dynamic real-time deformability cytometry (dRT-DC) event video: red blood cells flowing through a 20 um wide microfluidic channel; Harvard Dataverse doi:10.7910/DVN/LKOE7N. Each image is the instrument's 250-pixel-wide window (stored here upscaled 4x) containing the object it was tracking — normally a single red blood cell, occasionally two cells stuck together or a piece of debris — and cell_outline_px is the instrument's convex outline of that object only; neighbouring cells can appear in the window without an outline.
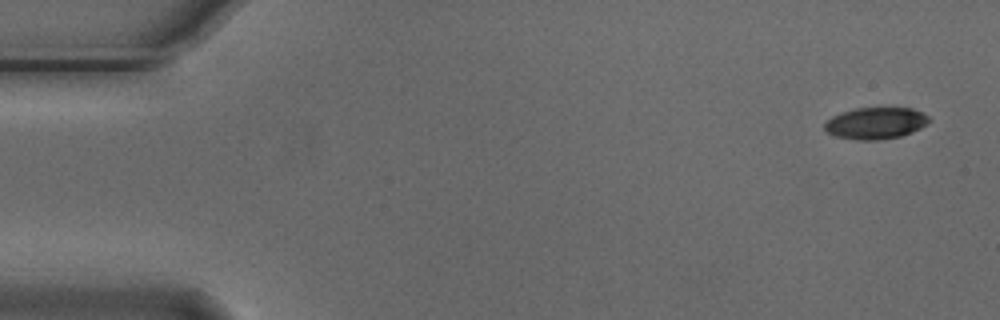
{"species": "Egyptian fruit bat (a non-hibernating species)", "species_latin": "Rousettus aegyptiacus", "temperature_condition": "cold", "stored_images_in_passage": 9, "camera_frame_rate_fps": 3000, "um_per_image_px": 0.085, "animal": {"sex": "male"}, "frame": {"image": 1, "passage_image": 1, "time_ms": 0.0, "image_size_px": [1000, 320], "cell_outline_px": [[932, 120], [928, 124], [912, 132], [900, 136], [880, 140], [856, 140], [836, 136], [828, 132], [824, 128], [824, 124], [832, 116], [856, 108], [912, 108], [924, 112]], "centroid_in_image_um": [74.48, 10.47], "position_along_channel_um": 10.5, "area_um2": 19.31}}
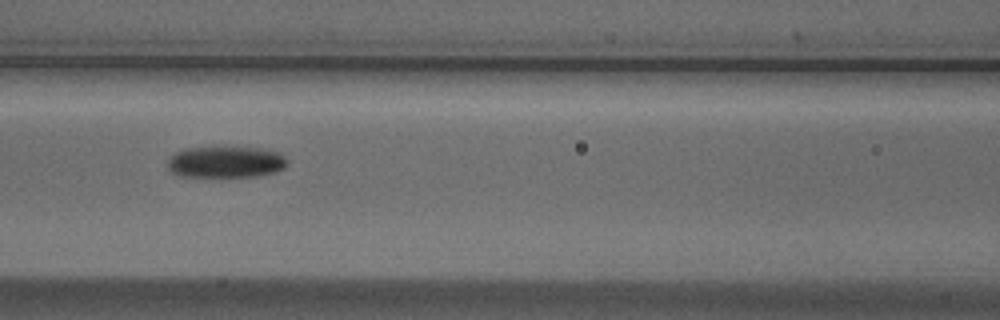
{"frame": {"image": 2, "passage_image": 7, "time_ms": 2.0, "image_size_px": [1000, 320], "cell_outline_px": [[288, 164], [284, 168], [276, 172], [256, 176], [180, 176], [172, 172], [168, 168], [168, 160], [176, 152], [184, 148], [264, 148], [280, 152], [288, 160]], "centroid_in_image_um": [19.24, 13.77], "position_along_channel_um": 147.4, "area_um2": 21.79}}
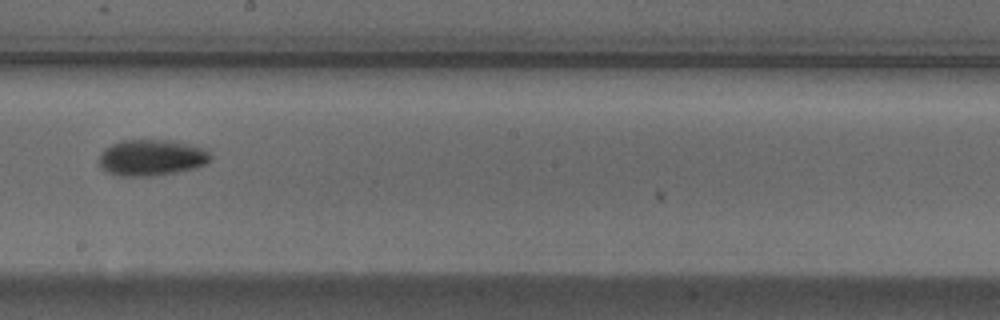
{"frame": {"image": 3, "passage_image": 9, "time_ms": 2.667, "image_size_px": [1000, 320], "cell_outline_px": [[212, 156], [204, 164], [196, 168], [176, 172], [152, 176], [120, 176], [104, 172], [100, 168], [96, 160], [100, 152], [104, 148], [120, 140], [172, 140], [208, 148]], "centroid_in_image_um": [12.83, 13.39], "position_along_channel_um": 235.4, "area_um2": 24.1}}